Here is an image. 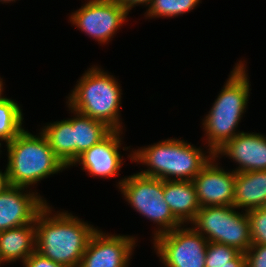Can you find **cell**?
<instances>
[{"label": "cell", "instance_id": "1", "mask_svg": "<svg viewBox=\"0 0 266 267\" xmlns=\"http://www.w3.org/2000/svg\"><path fill=\"white\" fill-rule=\"evenodd\" d=\"M47 203L36 215L35 251L66 267H79L88 242L98 227ZM55 212V213H54Z\"/></svg>", "mask_w": 266, "mask_h": 267}, {"label": "cell", "instance_id": "2", "mask_svg": "<svg viewBox=\"0 0 266 267\" xmlns=\"http://www.w3.org/2000/svg\"><path fill=\"white\" fill-rule=\"evenodd\" d=\"M247 62L238 60L224 82L208 114L202 119L205 148L215 153L239 131L238 125L248 107L250 87Z\"/></svg>", "mask_w": 266, "mask_h": 267}, {"label": "cell", "instance_id": "3", "mask_svg": "<svg viewBox=\"0 0 266 267\" xmlns=\"http://www.w3.org/2000/svg\"><path fill=\"white\" fill-rule=\"evenodd\" d=\"M213 156L208 148L204 151V148L180 137L132 149L127 158L131 163L147 167L140 170L142 175L162 180L192 181Z\"/></svg>", "mask_w": 266, "mask_h": 267}, {"label": "cell", "instance_id": "4", "mask_svg": "<svg viewBox=\"0 0 266 267\" xmlns=\"http://www.w3.org/2000/svg\"><path fill=\"white\" fill-rule=\"evenodd\" d=\"M66 97V105L92 119L104 122L112 130L123 131L122 89L118 79L101 66L88 68Z\"/></svg>", "mask_w": 266, "mask_h": 267}, {"label": "cell", "instance_id": "5", "mask_svg": "<svg viewBox=\"0 0 266 267\" xmlns=\"http://www.w3.org/2000/svg\"><path fill=\"white\" fill-rule=\"evenodd\" d=\"M4 145L8 157L5 169L11 185L33 189L30 187L41 180L67 169L41 131L34 135L24 129Z\"/></svg>", "mask_w": 266, "mask_h": 267}, {"label": "cell", "instance_id": "6", "mask_svg": "<svg viewBox=\"0 0 266 267\" xmlns=\"http://www.w3.org/2000/svg\"><path fill=\"white\" fill-rule=\"evenodd\" d=\"M116 186L131 208L156 224L153 239L182 225L164 200L162 179L137 172L118 179Z\"/></svg>", "mask_w": 266, "mask_h": 267}, {"label": "cell", "instance_id": "7", "mask_svg": "<svg viewBox=\"0 0 266 267\" xmlns=\"http://www.w3.org/2000/svg\"><path fill=\"white\" fill-rule=\"evenodd\" d=\"M190 225L208 242L232 246L243 253L252 245L246 211L234 206L200 207Z\"/></svg>", "mask_w": 266, "mask_h": 267}, {"label": "cell", "instance_id": "8", "mask_svg": "<svg viewBox=\"0 0 266 267\" xmlns=\"http://www.w3.org/2000/svg\"><path fill=\"white\" fill-rule=\"evenodd\" d=\"M151 240L165 267H205L208 240L192 226L181 225Z\"/></svg>", "mask_w": 266, "mask_h": 267}, {"label": "cell", "instance_id": "9", "mask_svg": "<svg viewBox=\"0 0 266 267\" xmlns=\"http://www.w3.org/2000/svg\"><path fill=\"white\" fill-rule=\"evenodd\" d=\"M129 13L115 0H87L69 16L70 23L98 44H108L128 22Z\"/></svg>", "mask_w": 266, "mask_h": 267}, {"label": "cell", "instance_id": "10", "mask_svg": "<svg viewBox=\"0 0 266 267\" xmlns=\"http://www.w3.org/2000/svg\"><path fill=\"white\" fill-rule=\"evenodd\" d=\"M136 236L106 234L99 228L91 236L79 267H129Z\"/></svg>", "mask_w": 266, "mask_h": 267}, {"label": "cell", "instance_id": "11", "mask_svg": "<svg viewBox=\"0 0 266 267\" xmlns=\"http://www.w3.org/2000/svg\"><path fill=\"white\" fill-rule=\"evenodd\" d=\"M213 156L192 180L200 207L233 206L236 172L225 170Z\"/></svg>", "mask_w": 266, "mask_h": 267}, {"label": "cell", "instance_id": "12", "mask_svg": "<svg viewBox=\"0 0 266 267\" xmlns=\"http://www.w3.org/2000/svg\"><path fill=\"white\" fill-rule=\"evenodd\" d=\"M123 131L112 130L99 143L84 151L69 167L81 165V170L87 172L94 178H113L119 176L123 167V156L121 150L123 142ZM122 155V156H121Z\"/></svg>", "mask_w": 266, "mask_h": 267}, {"label": "cell", "instance_id": "13", "mask_svg": "<svg viewBox=\"0 0 266 267\" xmlns=\"http://www.w3.org/2000/svg\"><path fill=\"white\" fill-rule=\"evenodd\" d=\"M28 189L11 185L0 194V232L33 223L48 203L35 189Z\"/></svg>", "mask_w": 266, "mask_h": 267}, {"label": "cell", "instance_id": "14", "mask_svg": "<svg viewBox=\"0 0 266 267\" xmlns=\"http://www.w3.org/2000/svg\"><path fill=\"white\" fill-rule=\"evenodd\" d=\"M214 156L219 160L228 157L235 162L234 172L266 170V135L240 132L219 148Z\"/></svg>", "mask_w": 266, "mask_h": 267}, {"label": "cell", "instance_id": "15", "mask_svg": "<svg viewBox=\"0 0 266 267\" xmlns=\"http://www.w3.org/2000/svg\"><path fill=\"white\" fill-rule=\"evenodd\" d=\"M163 193L174 217L182 225L191 224L200 210L193 181L163 180Z\"/></svg>", "mask_w": 266, "mask_h": 267}, {"label": "cell", "instance_id": "16", "mask_svg": "<svg viewBox=\"0 0 266 267\" xmlns=\"http://www.w3.org/2000/svg\"><path fill=\"white\" fill-rule=\"evenodd\" d=\"M35 223L0 232V257L4 263H22L35 251Z\"/></svg>", "mask_w": 266, "mask_h": 267}, {"label": "cell", "instance_id": "17", "mask_svg": "<svg viewBox=\"0 0 266 267\" xmlns=\"http://www.w3.org/2000/svg\"><path fill=\"white\" fill-rule=\"evenodd\" d=\"M233 206L248 211L266 206V170L237 172Z\"/></svg>", "mask_w": 266, "mask_h": 267}, {"label": "cell", "instance_id": "18", "mask_svg": "<svg viewBox=\"0 0 266 267\" xmlns=\"http://www.w3.org/2000/svg\"><path fill=\"white\" fill-rule=\"evenodd\" d=\"M68 111L73 114V144H74V161L84 151L90 149L93 145L104 139L112 129L104 122L92 119L81 114L72 108ZM75 116V117H74Z\"/></svg>", "mask_w": 266, "mask_h": 267}, {"label": "cell", "instance_id": "19", "mask_svg": "<svg viewBox=\"0 0 266 267\" xmlns=\"http://www.w3.org/2000/svg\"><path fill=\"white\" fill-rule=\"evenodd\" d=\"M41 128L39 131L46 137L52 151L69 168L74 162L73 117L46 123Z\"/></svg>", "mask_w": 266, "mask_h": 267}, {"label": "cell", "instance_id": "20", "mask_svg": "<svg viewBox=\"0 0 266 267\" xmlns=\"http://www.w3.org/2000/svg\"><path fill=\"white\" fill-rule=\"evenodd\" d=\"M18 101L6 98L0 103V141L11 142L25 127L23 109Z\"/></svg>", "mask_w": 266, "mask_h": 267}, {"label": "cell", "instance_id": "21", "mask_svg": "<svg viewBox=\"0 0 266 267\" xmlns=\"http://www.w3.org/2000/svg\"><path fill=\"white\" fill-rule=\"evenodd\" d=\"M201 0H152L144 13L145 19L173 18L189 13Z\"/></svg>", "mask_w": 266, "mask_h": 267}, {"label": "cell", "instance_id": "22", "mask_svg": "<svg viewBox=\"0 0 266 267\" xmlns=\"http://www.w3.org/2000/svg\"><path fill=\"white\" fill-rule=\"evenodd\" d=\"M240 253L241 252L235 247L216 242H208L205 267L232 265V260H234Z\"/></svg>", "mask_w": 266, "mask_h": 267}, {"label": "cell", "instance_id": "23", "mask_svg": "<svg viewBox=\"0 0 266 267\" xmlns=\"http://www.w3.org/2000/svg\"><path fill=\"white\" fill-rule=\"evenodd\" d=\"M252 245H266V206L246 211Z\"/></svg>", "mask_w": 266, "mask_h": 267}, {"label": "cell", "instance_id": "24", "mask_svg": "<svg viewBox=\"0 0 266 267\" xmlns=\"http://www.w3.org/2000/svg\"><path fill=\"white\" fill-rule=\"evenodd\" d=\"M245 254V267H266V245H251Z\"/></svg>", "mask_w": 266, "mask_h": 267}, {"label": "cell", "instance_id": "25", "mask_svg": "<svg viewBox=\"0 0 266 267\" xmlns=\"http://www.w3.org/2000/svg\"><path fill=\"white\" fill-rule=\"evenodd\" d=\"M23 267H66L34 251L24 262Z\"/></svg>", "mask_w": 266, "mask_h": 267}, {"label": "cell", "instance_id": "26", "mask_svg": "<svg viewBox=\"0 0 266 267\" xmlns=\"http://www.w3.org/2000/svg\"><path fill=\"white\" fill-rule=\"evenodd\" d=\"M120 6H122L128 13L135 6H145L148 8L152 0H115Z\"/></svg>", "mask_w": 266, "mask_h": 267}, {"label": "cell", "instance_id": "27", "mask_svg": "<svg viewBox=\"0 0 266 267\" xmlns=\"http://www.w3.org/2000/svg\"><path fill=\"white\" fill-rule=\"evenodd\" d=\"M2 171L3 170L0 169V194H2L11 186L6 169L4 170V172Z\"/></svg>", "mask_w": 266, "mask_h": 267}, {"label": "cell", "instance_id": "28", "mask_svg": "<svg viewBox=\"0 0 266 267\" xmlns=\"http://www.w3.org/2000/svg\"><path fill=\"white\" fill-rule=\"evenodd\" d=\"M222 267H245V254L241 252L234 260H232V265H223Z\"/></svg>", "mask_w": 266, "mask_h": 267}, {"label": "cell", "instance_id": "29", "mask_svg": "<svg viewBox=\"0 0 266 267\" xmlns=\"http://www.w3.org/2000/svg\"><path fill=\"white\" fill-rule=\"evenodd\" d=\"M3 81H4L3 78L0 77V103L7 98L3 94V92H4V88L3 87L5 85L4 84L5 82H3Z\"/></svg>", "mask_w": 266, "mask_h": 267}, {"label": "cell", "instance_id": "30", "mask_svg": "<svg viewBox=\"0 0 266 267\" xmlns=\"http://www.w3.org/2000/svg\"><path fill=\"white\" fill-rule=\"evenodd\" d=\"M19 1V0H18ZM0 2L2 3V4H4V3H11V2H16V0H0Z\"/></svg>", "mask_w": 266, "mask_h": 267}, {"label": "cell", "instance_id": "31", "mask_svg": "<svg viewBox=\"0 0 266 267\" xmlns=\"http://www.w3.org/2000/svg\"><path fill=\"white\" fill-rule=\"evenodd\" d=\"M1 265L3 266V265H6V264H4L3 260L0 257V267H1Z\"/></svg>", "mask_w": 266, "mask_h": 267}, {"label": "cell", "instance_id": "32", "mask_svg": "<svg viewBox=\"0 0 266 267\" xmlns=\"http://www.w3.org/2000/svg\"><path fill=\"white\" fill-rule=\"evenodd\" d=\"M2 145H3V143L0 141V154L2 152V150H1V148L3 147Z\"/></svg>", "mask_w": 266, "mask_h": 267}]
</instances>
